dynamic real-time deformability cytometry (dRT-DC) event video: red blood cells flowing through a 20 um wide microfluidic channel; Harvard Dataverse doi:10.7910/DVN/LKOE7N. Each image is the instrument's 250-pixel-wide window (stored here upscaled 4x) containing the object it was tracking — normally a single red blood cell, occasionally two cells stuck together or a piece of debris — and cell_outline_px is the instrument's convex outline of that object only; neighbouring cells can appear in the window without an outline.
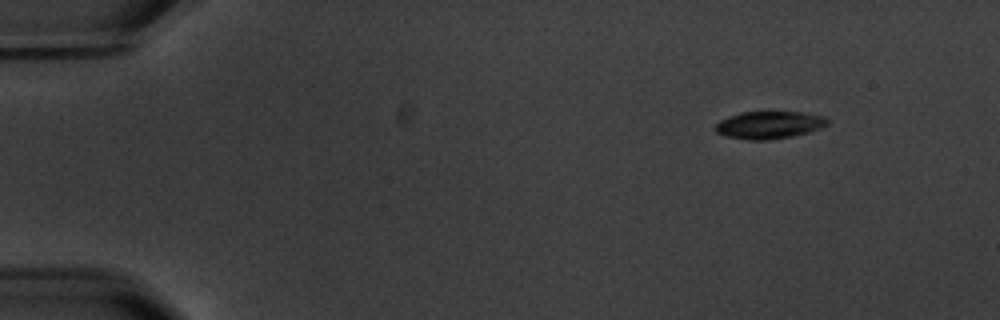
{"species": "common noctule bat (a hibernating species)", "species_latin": "Nyctalus noctula", "temperature_condition": "warm", "stored_images_in_passage": 6, "segment_of_instrument_passage": [1, 2], "camera_frame_rate_fps": 3000, "um_per_image_px": 0.085, "animal": {"sex": "male", "body_mass_g": 20.1, "forearm_length_mm": 53.5}, "frame": {"image": 1, "passage_image": 2, "time_ms": 1.333, "image_size_px": [1000, 320], "cell_outline_px": [[828, 124], [820, 128], [808, 132], [792, 136], [772, 140], [748, 140], [728, 136], [716, 132], [712, 128], [720, 120], [728, 116], [740, 112], [804, 112], [828, 116]], "centroid_in_image_um": [65.39, 10.61], "position_along_channel_um": 19.6, "area_um2": 18.15}}
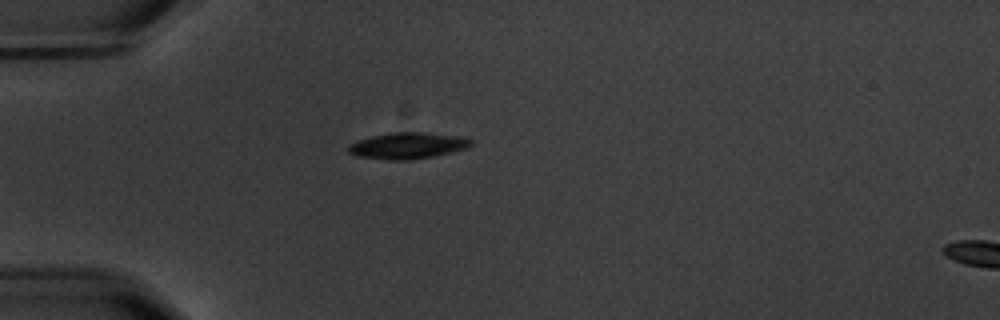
{"frame": {"image": 2, "passage_image": 5, "time_ms": 4.667, "image_size_px": [1000, 320], "cell_outline_px": [[472, 144], [468, 148], [432, 156], [412, 160], [388, 160], [356, 156], [348, 152], [348, 144], [372, 136], [388, 132], [420, 132], [460, 136], [472, 140]], "centroid_in_image_um": [34.63, 12.38], "position_along_channel_um": 50.4, "area_um2": 18.79}}